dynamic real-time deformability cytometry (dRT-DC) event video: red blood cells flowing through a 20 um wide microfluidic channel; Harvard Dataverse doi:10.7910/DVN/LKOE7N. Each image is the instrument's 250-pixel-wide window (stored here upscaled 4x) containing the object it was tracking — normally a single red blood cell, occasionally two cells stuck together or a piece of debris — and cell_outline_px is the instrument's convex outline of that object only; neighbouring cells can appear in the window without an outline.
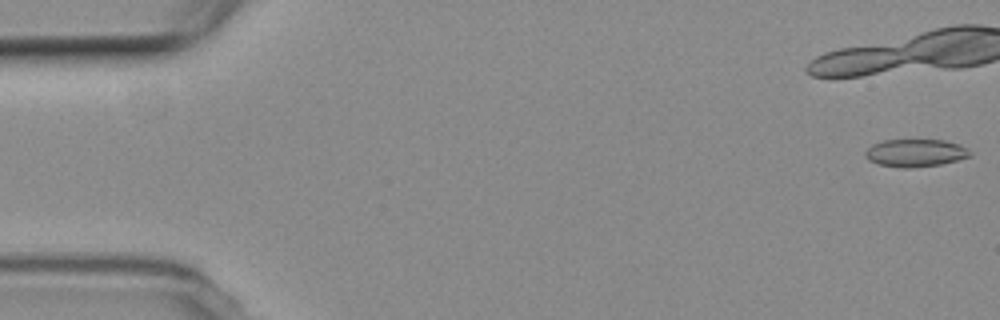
{"species": "common noctule bat (a hibernating species)", "species_latin": "Nyctalus noctula", "temperature_condition": "room temperature", "stored_images_in_passage": 7, "camera_frame_rate_fps": 3000, "um_per_image_px": 0.085, "animal": {"sex": "female", "body_mass_g": 19.3, "forearm_length_mm": 54.1}, "frame": {"image": 1, "passage_image": 1, "time_ms": 0.0, "image_size_px": [1000, 320], "cell_outline_px": [[972, 156], [940, 164], [908, 168], [904, 168], [880, 164], [868, 160], [864, 156], [864, 152], [872, 144], [884, 140], [944, 140], [960, 144], [968, 148]], "centroid_in_image_um": [77.81, 12.99], "position_along_channel_um": 7.2, "area_um2": 16.82}}